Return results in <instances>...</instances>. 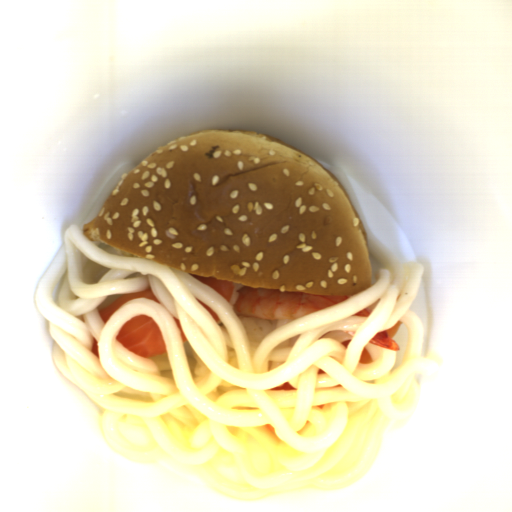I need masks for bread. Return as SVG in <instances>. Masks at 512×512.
Returning <instances> with one entry per match:
<instances>
[{
	"label": "bread",
	"mask_w": 512,
	"mask_h": 512,
	"mask_svg": "<svg viewBox=\"0 0 512 512\" xmlns=\"http://www.w3.org/2000/svg\"><path fill=\"white\" fill-rule=\"evenodd\" d=\"M82 231L244 287L352 297L373 286L368 235L341 180L295 146L242 129L160 147Z\"/></svg>",
	"instance_id": "1"
}]
</instances>
